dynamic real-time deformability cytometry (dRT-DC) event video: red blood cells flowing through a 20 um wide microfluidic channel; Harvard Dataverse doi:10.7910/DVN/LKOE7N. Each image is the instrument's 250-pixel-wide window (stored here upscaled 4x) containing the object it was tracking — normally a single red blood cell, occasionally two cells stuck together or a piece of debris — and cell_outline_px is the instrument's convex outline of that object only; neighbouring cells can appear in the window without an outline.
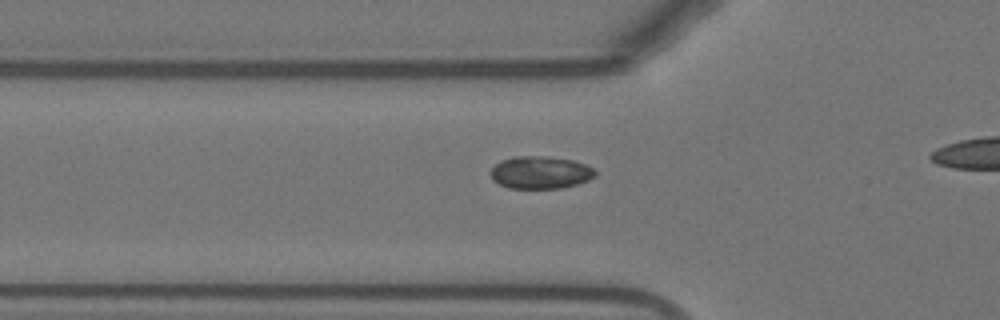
{"species": "Egyptian fruit bat (a non-hibernating species)", "species_latin": "Rousettus aegyptiacus", "temperature_condition": "warm", "stored_images_in_passage": 36, "camera_frame_rate_fps": 3000, "um_per_image_px": 0.085, "animal": {"sex": "female"}, "frame": {"image": 1, "passage_image": 11, "time_ms": 3.333, "image_size_px": [1000, 320], "cell_outline_px": [[596, 176], [588, 180], [576, 184], [560, 188], [508, 188], [492, 180], [488, 172], [500, 160], [512, 156], [544, 156], [572, 160], [584, 164], [592, 168], [596, 172]], "centroid_in_image_um": [45.88, 14.65], "position_along_channel_um": 79.9, "area_um2": 19.88}}
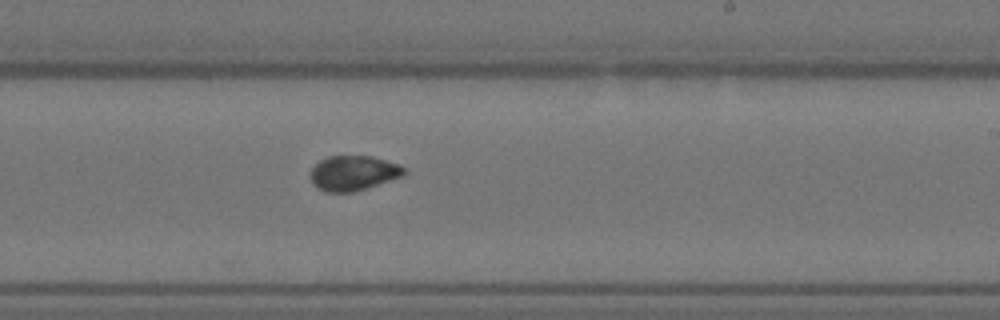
{"frame": {"image": 2, "passage_image": 25, "time_ms": 8.0, "image_size_px": [1000, 320], "cell_outline_px": [[408, 172], [404, 176], [352, 192], [324, 192], [312, 184], [312, 168], [320, 160], [328, 156], [372, 156], [400, 164], [408, 168]], "centroid_in_image_um": [30.09, 14.7], "position_along_channel_um": 258.9, "area_um2": 19.13}}
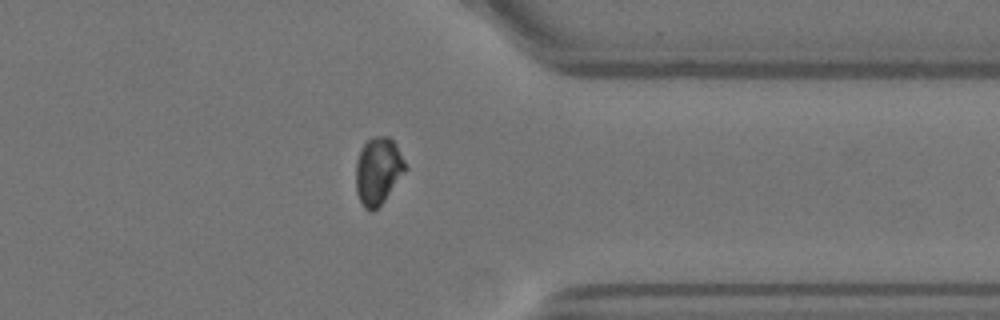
{"frame": {"image": 3, "passage_image": 35, "time_ms": 11.333, "image_size_px": [1000, 320], "cell_outline_px": [[408, 168], [384, 200], [372, 212], [368, 212], [364, 208], [356, 192], [356, 160], [364, 144], [372, 136], [388, 136], [396, 144]], "centroid_in_image_um": [32.14, 14.52], "position_along_channel_um": 379.3, "area_um2": 19.31}}